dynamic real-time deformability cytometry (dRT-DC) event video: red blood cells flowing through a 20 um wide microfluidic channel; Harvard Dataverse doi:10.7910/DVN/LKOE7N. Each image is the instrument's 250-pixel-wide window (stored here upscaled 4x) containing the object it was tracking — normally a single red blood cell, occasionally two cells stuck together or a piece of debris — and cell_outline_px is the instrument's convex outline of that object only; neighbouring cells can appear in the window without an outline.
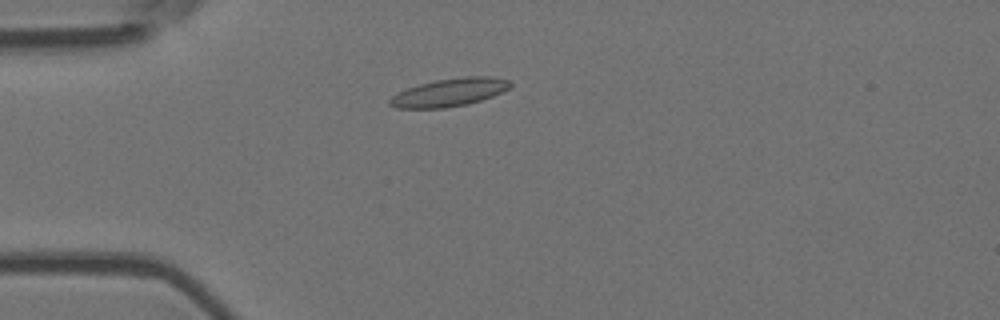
{"species": "Egyptian fruit bat (a non-hibernating species)", "species_latin": "Rousettus aegyptiacus", "temperature_condition": "room temperature", "stored_images_in_passage": 8, "camera_frame_rate_fps": 3000, "um_per_image_px": 0.085, "animal": {"sex": "female"}, "frame": {"image": 1, "passage_image": 2, "time_ms": 0.333, "image_size_px": [1000, 320], "cell_outline_px": [[512, 84], [508, 88], [492, 96], [468, 104], [444, 108], [396, 108], [388, 104], [388, 100], [392, 96], [408, 88], [420, 84], [436, 80], [464, 76], [488, 76], [512, 80]], "centroid_in_image_um": [38.2, 7.85], "position_along_channel_um": 46.8, "area_um2": 19.54}}
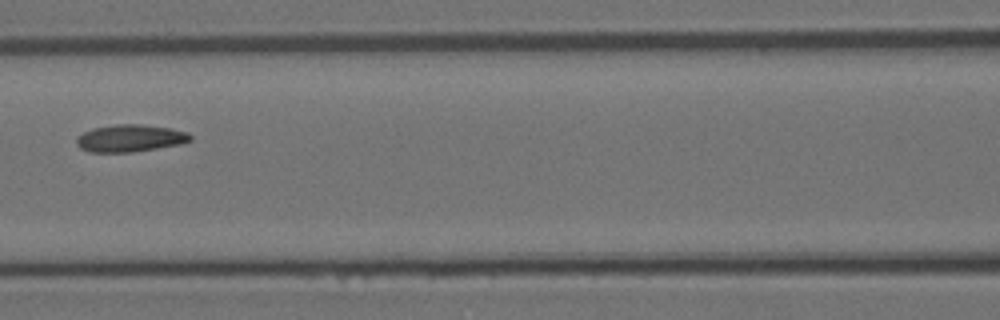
{"frame": {"image": 2, "passage_image": 5, "time_ms": 1.333, "image_size_px": [1000, 320], "cell_outline_px": [[192, 140], [180, 144], [132, 152], [88, 152], [80, 148], [76, 144], [76, 140], [84, 132], [92, 128], [116, 124], [140, 124], [168, 128], [188, 132], [192, 136]], "centroid_in_image_um": [11.05, 11.75], "position_along_channel_um": 155.5, "area_um2": 17.98}}
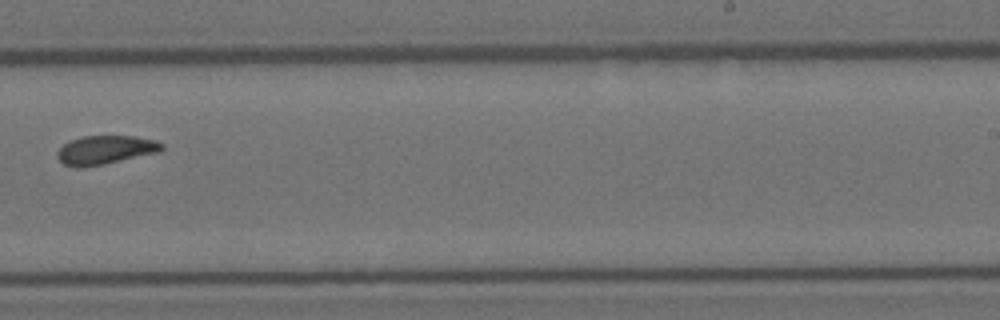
{"frame": {"image": 3, "passage_image": 8, "time_ms": 2.333, "image_size_px": [1000, 320], "cell_outline_px": [[164, 148], [160, 152], [104, 164], [80, 168], [64, 164], [56, 156], [56, 152], [64, 144], [72, 140], [84, 136], [132, 136], [152, 140], [164, 144]], "centroid_in_image_um": [8.95, 12.75], "position_along_channel_um": 280.0, "area_um2": 17.34}}